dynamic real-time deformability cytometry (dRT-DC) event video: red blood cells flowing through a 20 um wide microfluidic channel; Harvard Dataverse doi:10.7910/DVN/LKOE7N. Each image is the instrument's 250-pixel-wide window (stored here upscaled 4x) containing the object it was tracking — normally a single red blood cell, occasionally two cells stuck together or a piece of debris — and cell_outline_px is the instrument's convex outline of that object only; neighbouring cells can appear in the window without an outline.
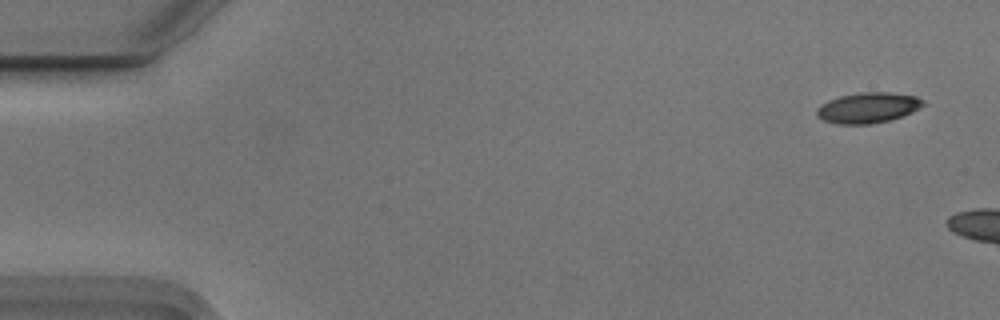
{"species": "Egyptian fruit bat (a non-hibernating species)", "species_latin": "Rousettus aegyptiacus", "temperature_condition": "cold", "stored_images_in_passage": 13, "camera_frame_rate_fps": 3000, "um_per_image_px": 0.085, "animal": {"sex": "male"}, "frame": {"image": 1, "passage_image": 1, "time_ms": 0.0, "image_size_px": [1000, 320], "cell_outline_px": [[924, 104], [920, 108], [912, 112], [888, 120], [868, 124], [840, 124], [824, 120], [816, 116], [816, 108], [820, 104], [828, 100], [840, 96], [860, 92], [888, 92], [916, 96], [924, 100]], "centroid_in_image_um": [73.75, 9.14], "position_along_channel_um": 11.2, "area_um2": 18.84}}